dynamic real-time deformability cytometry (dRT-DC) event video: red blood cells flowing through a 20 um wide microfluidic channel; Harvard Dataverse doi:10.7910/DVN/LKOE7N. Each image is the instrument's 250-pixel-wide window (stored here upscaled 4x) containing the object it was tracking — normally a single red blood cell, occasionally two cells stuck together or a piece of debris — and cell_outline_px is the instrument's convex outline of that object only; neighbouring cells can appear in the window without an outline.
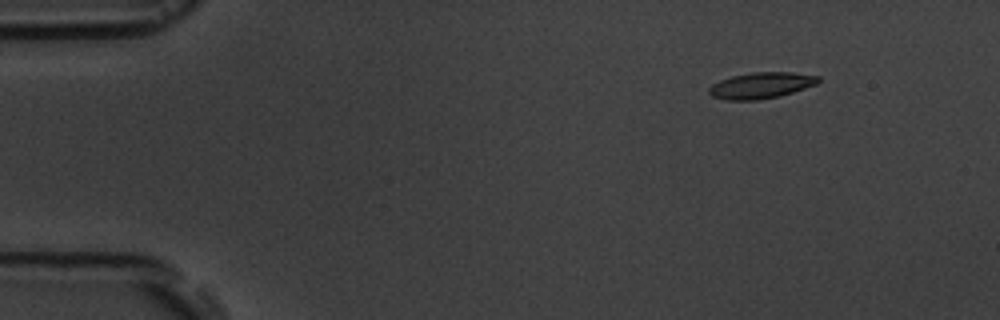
{"species": "common noctule bat (a hibernating species)", "species_latin": "Nyctalus noctula", "temperature_condition": "room temperature", "stored_images_in_passage": 3, "camera_frame_rate_fps": 3000, "um_per_image_px": 0.085, "animal": {"sex": "male", "body_mass_g": 19.5, "forearm_length_mm": 54.6}, "frame": {"image": 1, "passage_image": 1, "time_ms": 0.0, "image_size_px": [1000, 320], "cell_outline_px": [[820, 80], [816, 84], [780, 96], [756, 100], [728, 100], [712, 96], [708, 92], [708, 88], [712, 84], [720, 80], [732, 76], [752, 72], [792, 72], [820, 76]], "centroid_in_image_um": [64.68, 7.25], "position_along_channel_um": 20.3, "area_um2": 16.59}}
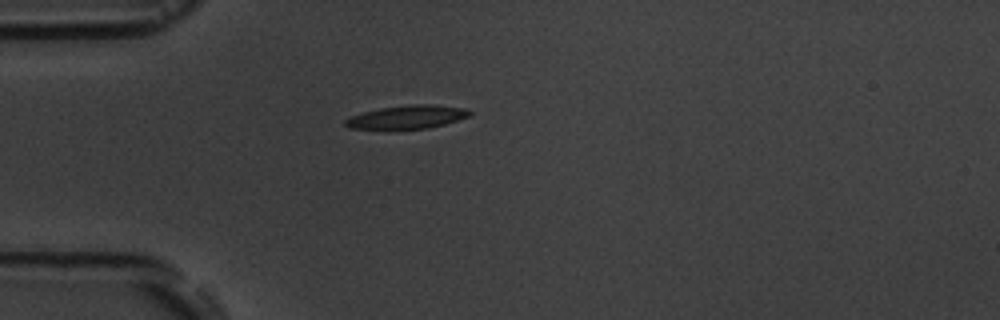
{"frame": {"image": 2, "passage_image": 3, "time_ms": 3.0, "image_size_px": [1000, 320], "cell_outline_px": [[472, 116], [444, 124], [428, 128], [348, 128], [344, 124], [344, 120], [352, 116], [364, 112], [380, 108], [412, 104], [432, 104], [464, 108], [472, 112]], "centroid_in_image_um": [34.66, 9.93], "position_along_channel_um": 50.3, "area_um2": 16.65}}